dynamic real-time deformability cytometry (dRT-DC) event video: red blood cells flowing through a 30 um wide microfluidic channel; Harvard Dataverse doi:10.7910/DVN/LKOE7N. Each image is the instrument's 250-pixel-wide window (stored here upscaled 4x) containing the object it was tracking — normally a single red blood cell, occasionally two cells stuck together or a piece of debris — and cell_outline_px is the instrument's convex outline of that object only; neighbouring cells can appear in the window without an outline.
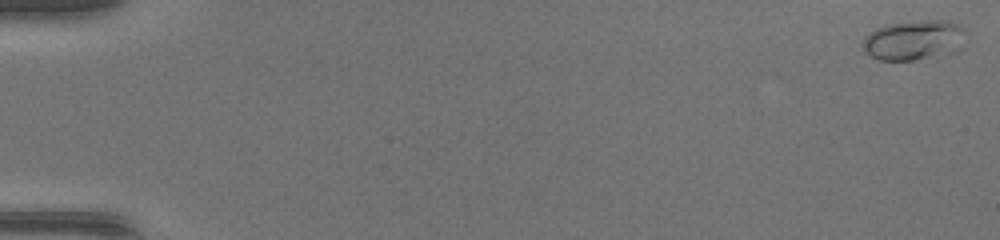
{"species": "common noctule bat (a hibernating species)", "species_latin": "Nyctalus noctula", "temperature_condition": "warm", "stored_images_in_passage": 13, "camera_frame_rate_fps": 3000, "um_per_image_px": 0.085, "animal": {"sex": "female", "body_mass_g": 17.0, "forearm_length_mm": 48.0}, "frame": {"image": 1, "passage_image": 1, "time_ms": 0.0, "image_size_px": [1000, 240], "cell_outline_px": [[964, 32], [956, 52], [948, 56], [912, 60], [880, 60], [864, 52], [864, 36], [876, 28], [892, 24], [920, 20], [944, 20], [956, 24], [964, 28]], "centroid_in_image_um": [77.68, 3.43], "position_along_channel_um": 7.3, "area_um2": 23.87}}
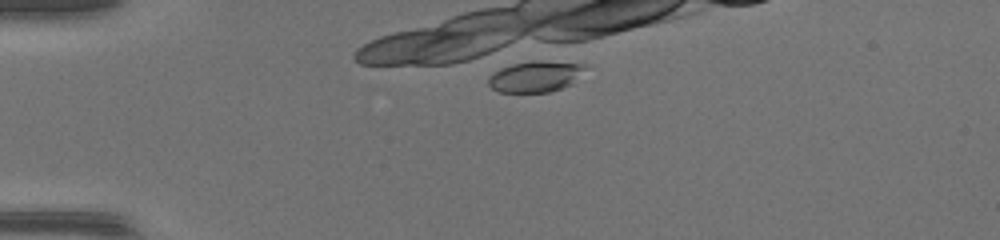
{"frame": {"image": 2, "passage_image": 13, "time_ms": 4.0, "image_size_px": [1000, 240], "cell_outline_px": [[584, 68], [572, 84], [548, 92], [496, 92], [488, 84], [488, 76], [500, 68], [512, 64], [540, 60], [584, 64]], "centroid_in_image_um": [45.44, 6.51], "position_along_channel_um": 39.6, "area_um2": 17.28}}